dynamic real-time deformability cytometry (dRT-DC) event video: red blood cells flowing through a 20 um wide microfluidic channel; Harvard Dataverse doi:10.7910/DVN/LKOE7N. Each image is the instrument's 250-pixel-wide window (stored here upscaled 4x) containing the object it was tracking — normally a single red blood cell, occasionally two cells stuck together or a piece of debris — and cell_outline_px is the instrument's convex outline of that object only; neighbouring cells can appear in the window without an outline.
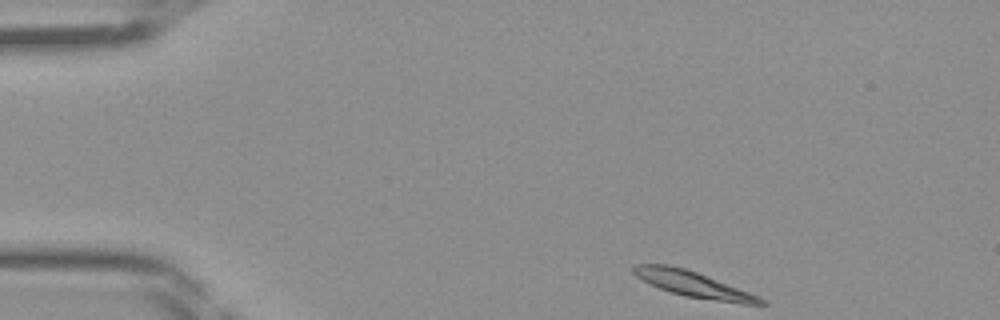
{"species": "Egyptian fruit bat (a non-hibernating species)", "species_latin": "Rousettus aegyptiacus", "temperature_condition": "room temperature", "stored_images_in_passage": 41, "segment_of_instrument_passage": [1, 2], "camera_frame_rate_fps": 3000, "um_per_image_px": 0.085, "frame": {"image": 1, "passage_image": 1, "time_ms": 0.0, "image_size_px": [1000, 320], "cell_outline_px": [[768, 304], [744, 304], [684, 296], [660, 288], [636, 276], [632, 272], [632, 268], [636, 264], [668, 264], [684, 268], [696, 272], [748, 292], [764, 300]], "centroid_in_image_um": [58.88, 24.15], "position_along_channel_um": 26.1, "area_um2": 18.44}}
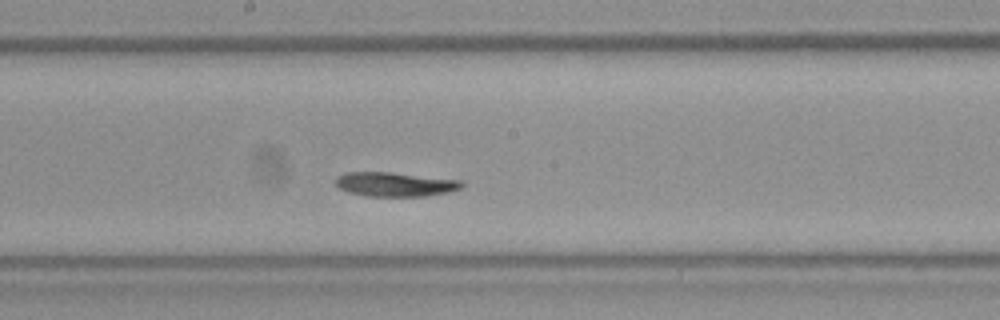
{"frame": {"image": 2, "passage_image": 19, "time_ms": 6.0, "image_size_px": [1000, 320], "cell_outline_px": [[464, 188], [448, 192], [424, 196], [364, 196], [348, 192], [340, 188], [336, 184], [336, 176], [344, 172], [388, 172], [464, 180]], "centroid_in_image_um": [33.61, 15.66], "position_along_channel_um": 214.6, "area_um2": 17.98}}
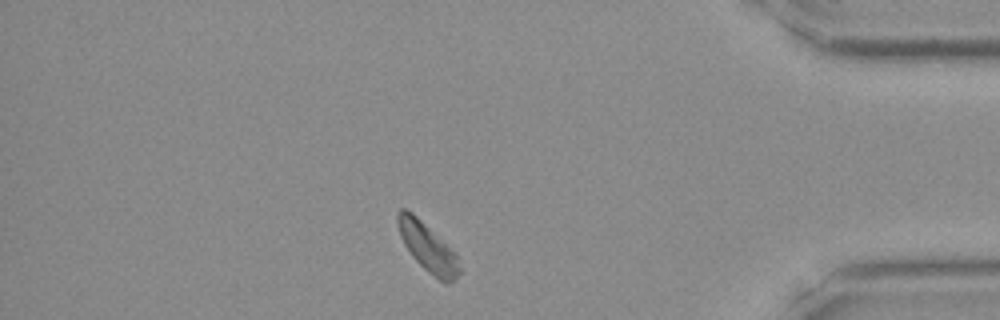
{"frame": {"image": 3, "passage_image": 34, "time_ms": 11.0, "image_size_px": [1000, 320], "cell_outline_px": [[460, 272], [456, 280], [448, 284], [444, 284], [428, 272], [412, 256], [404, 244], [400, 236], [396, 224], [396, 212], [400, 208], [404, 208], [412, 212], [456, 252], [460, 268]], "centroid_in_image_um": [36.35, 21.03], "position_along_channel_um": 398.9, "area_um2": 17.69}}